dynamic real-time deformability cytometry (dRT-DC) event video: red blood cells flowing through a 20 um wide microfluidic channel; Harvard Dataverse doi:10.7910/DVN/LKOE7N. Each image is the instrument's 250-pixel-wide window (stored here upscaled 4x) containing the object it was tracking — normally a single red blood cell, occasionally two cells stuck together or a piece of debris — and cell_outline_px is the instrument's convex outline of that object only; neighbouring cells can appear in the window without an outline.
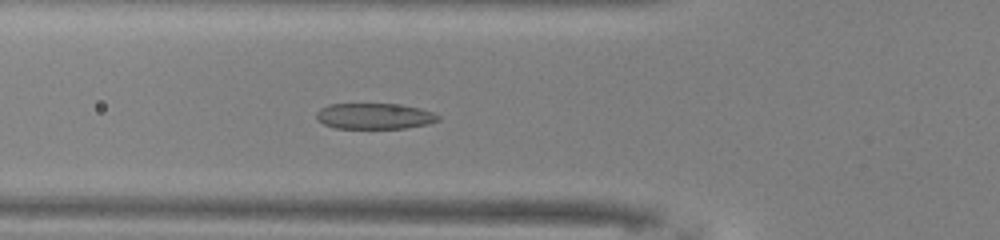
{"species": "common noctule bat (a hibernating species)", "species_latin": "Nyctalus noctula", "temperature_condition": "warm", "stored_images_in_passage": 47, "camera_frame_rate_fps": 3000, "um_per_image_px": 0.085, "animal": {"sex": "male", "body_mass_g": 13.0, "forearm_length_mm": 53.1}, "frame": {"image": 1, "passage_image": 14, "time_ms": 4.333, "image_size_px": [1000, 240], "cell_outline_px": [[440, 120], [428, 124], [404, 128], [336, 128], [324, 124], [316, 116], [316, 112], [320, 108], [328, 104], [400, 104], [420, 108], [432, 112], [440, 116]], "centroid_in_image_um": [31.85, 9.86], "position_along_channel_um": 94.0, "area_um2": 18.32}}
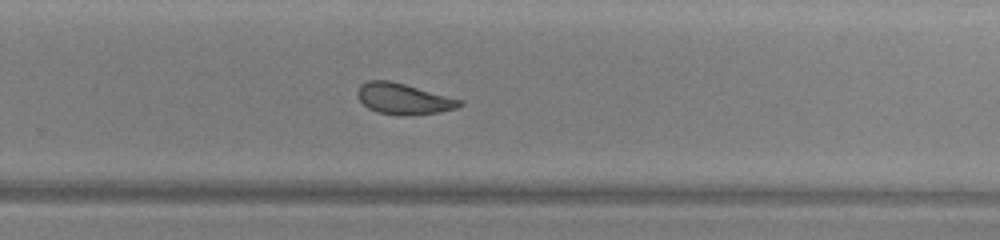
{"frame": {"image": 2, "passage_image": 29, "time_ms": 9.333, "image_size_px": [1000, 240], "cell_outline_px": [[464, 104], [456, 108], [440, 112], [400, 116], [376, 112], [368, 108], [356, 96], [356, 92], [360, 84], [368, 80], [388, 80], [404, 84], [464, 100]], "centroid_in_image_um": [34.28, 8.4], "position_along_channel_um": 295.5, "area_um2": 18.55}}
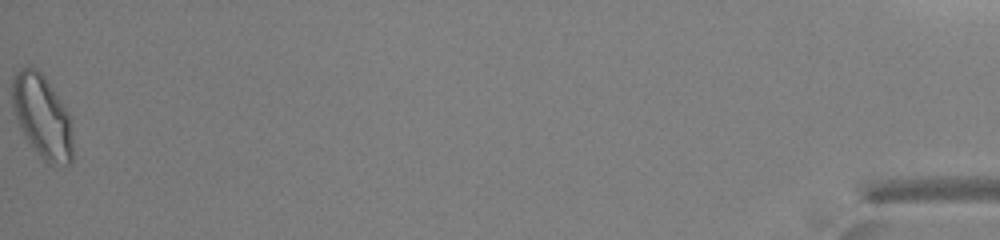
{"frame": {"image": 3, "passage_image": 47, "time_ms": 15.333, "image_size_px": [1000, 240], "cell_outline_px": [[72, 164], [48, 164], [32, 148], [24, 136], [16, 120], [12, 108], [12, 76], [20, 68], [28, 64], [32, 64], [44, 76], [68, 112], [72, 120]], "centroid_in_image_um": [3.56, 9.88], "position_along_channel_um": 431.6, "area_um2": 29.82}, "authors_computed_cell_mechanics": {"area_um2": 20.519, "velocity_mm_per_s": 4.0334, "shape_relaxation_time_tau1_ms": 6.8299, "shape_relaxation_time_tau2_ms": 1.3011, "deformation_change_tau1": 0.1693, "deformation_change_tau2": 0.0725}}